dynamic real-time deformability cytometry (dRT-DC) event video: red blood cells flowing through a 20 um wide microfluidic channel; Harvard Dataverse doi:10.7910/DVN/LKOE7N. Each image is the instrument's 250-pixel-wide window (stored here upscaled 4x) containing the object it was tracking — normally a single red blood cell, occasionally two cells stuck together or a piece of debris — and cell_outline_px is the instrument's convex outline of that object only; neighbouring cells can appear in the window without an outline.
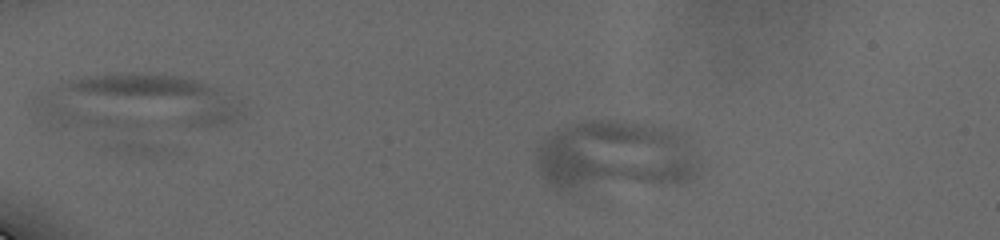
{"species": "human", "species_latin": "Homo sapiens", "temperature_condition": "cold", "stored_images_in_passage": 11, "camera_frame_rate_fps": 3000, "um_per_image_px": 0.085, "donor": {"sex": "male"}, "frame": {"image": 1, "passage_image": 4, "time_ms": 2.333, "image_size_px": [1000, 240], "cell_outline_px": [[700, 164], [696, 176], [688, 184], [572, 192], [556, 192], [548, 184], [540, 172], [536, 164], [536, 148], [556, 128], [584, 120], [620, 120], [656, 124], [684, 132]], "centroid_in_image_um": [52.3, 13.3], "position_along_channel_um": 32.7, "area_um2": 70.11}}